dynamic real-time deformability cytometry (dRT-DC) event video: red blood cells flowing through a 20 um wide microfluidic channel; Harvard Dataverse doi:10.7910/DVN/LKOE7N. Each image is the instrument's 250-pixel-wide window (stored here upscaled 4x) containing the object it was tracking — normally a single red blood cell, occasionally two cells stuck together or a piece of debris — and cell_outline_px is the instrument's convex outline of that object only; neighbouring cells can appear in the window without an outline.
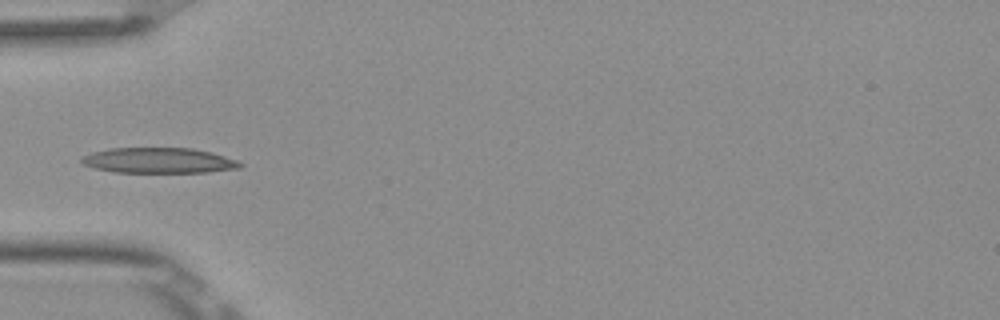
{"species": "Egyptian fruit bat (a non-hibernating species)", "species_latin": "Rousettus aegyptiacus", "temperature_condition": "room temperature", "stored_images_in_passage": 8, "camera_frame_rate_fps": 3000, "um_per_image_px": 0.085, "frame": {"image": 1, "passage_image": 4, "time_ms": 1.0, "image_size_px": [1000, 320], "cell_outline_px": [[244, 164], [240, 168], [208, 172], [116, 172], [96, 168], [84, 164], [80, 160], [80, 156], [92, 152], [108, 148], [192, 148], [212, 152], [236, 160]], "centroid_in_image_um": [13.49, 13.63], "position_along_channel_um": 71.5, "area_um2": 23.47}}
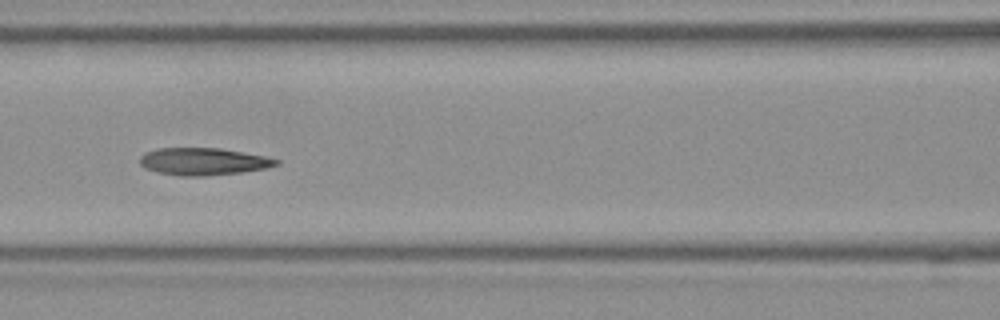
{"frame": {"image": 2, "passage_image": 6, "time_ms": 1.667, "image_size_px": [1000, 320], "cell_outline_px": [[280, 164], [268, 168], [240, 172], [204, 176], [180, 176], [156, 172], [144, 168], [140, 164], [140, 156], [144, 152], [156, 148], [220, 148], [264, 156], [280, 160]], "centroid_in_image_um": [17.25, 13.73], "position_along_channel_um": 149.3, "area_um2": 21.79}}
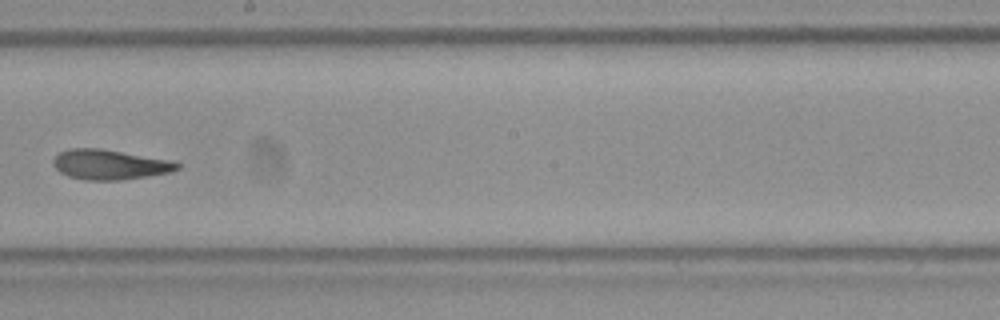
{"frame": {"image": 3, "passage_image": 8, "time_ms": 2.333, "image_size_px": [1000, 320], "cell_outline_px": [[180, 168], [168, 172], [120, 180], [84, 180], [68, 176], [60, 172], [52, 164], [52, 160], [60, 152], [68, 148], [100, 148], [172, 160], [180, 164]], "centroid_in_image_um": [9.29, 13.98], "position_along_channel_um": 238.9, "area_um2": 21.56}}